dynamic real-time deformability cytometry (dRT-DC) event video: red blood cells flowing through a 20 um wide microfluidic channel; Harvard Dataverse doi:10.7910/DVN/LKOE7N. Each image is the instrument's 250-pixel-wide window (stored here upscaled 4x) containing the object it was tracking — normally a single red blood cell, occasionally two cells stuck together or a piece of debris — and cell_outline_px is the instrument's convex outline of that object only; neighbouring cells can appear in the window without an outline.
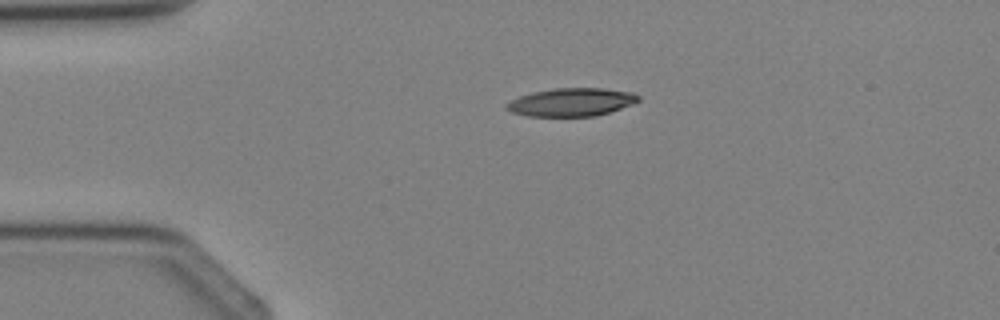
{"species": "Egyptian fruit bat (a non-hibernating species)", "species_latin": "Rousettus aegyptiacus", "temperature_condition": "cold", "stored_images_in_passage": 2, "camera_frame_rate_fps": 3000, "um_per_image_px": 0.085, "animal": {"sex": "female"}, "frame": {"image": 1, "passage_image": 1, "time_ms": 0.0, "image_size_px": [1000, 320], "cell_outline_px": [[640, 100], [632, 104], [596, 116], [528, 116], [512, 112], [504, 108], [504, 104], [520, 96], [532, 92], [556, 88], [604, 88], [632, 92], [640, 96]], "centroid_in_image_um": [48.56, 8.68], "position_along_channel_um": 36.4, "area_um2": 21.56}}
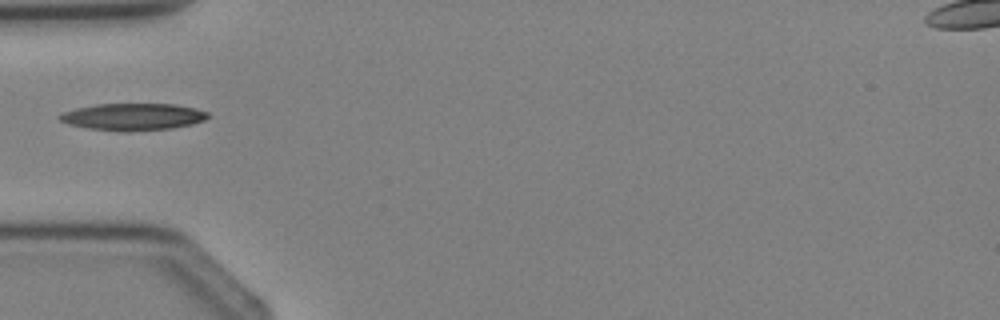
{"frame": {"image": 2, "passage_image": 2, "time_ms": 1.333, "image_size_px": [1000, 320], "cell_outline_px": [[208, 116], [204, 120], [192, 124], [172, 128], [128, 132], [120, 132], [88, 128], [68, 124], [60, 120], [56, 116], [64, 112], [76, 108], [96, 104], [176, 104], [196, 108], [208, 112]], "centroid_in_image_um": [11.29, 9.93], "position_along_channel_um": 73.7, "area_um2": 23.47}}